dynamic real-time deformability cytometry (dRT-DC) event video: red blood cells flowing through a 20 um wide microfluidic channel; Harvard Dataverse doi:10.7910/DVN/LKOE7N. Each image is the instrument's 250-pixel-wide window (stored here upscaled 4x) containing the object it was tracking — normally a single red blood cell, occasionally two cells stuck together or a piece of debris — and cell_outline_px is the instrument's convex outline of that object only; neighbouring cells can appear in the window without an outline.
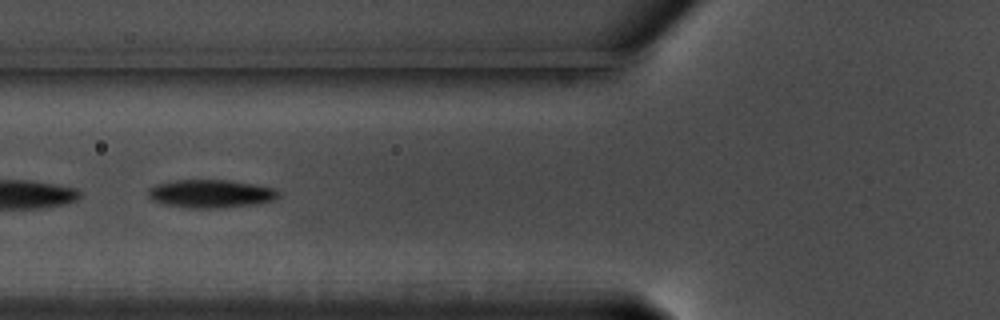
{"species": "common noctule bat (a hibernating species)", "species_latin": "Nyctalus noctula", "temperature_condition": "warm", "stored_images_in_passage": 22, "camera_frame_rate_fps": 3000, "um_per_image_px": 0.085, "animal": {"sex": "male", "body_mass_g": 17.5, "forearm_length_mm": 52.3}, "frame": {"image": 1, "passage_image": 17, "time_ms": 5.333, "image_size_px": [1000, 320], "cell_outline_px": [[280, 196], [276, 200], [252, 204], [216, 208], [192, 208], [164, 204], [152, 200], [148, 196], [148, 188], [156, 184], [172, 180], [228, 180], [256, 184], [272, 188], [280, 192]], "centroid_in_image_um": [17.91, 16.45], "position_along_channel_um": 107.9, "area_um2": 21.39}}